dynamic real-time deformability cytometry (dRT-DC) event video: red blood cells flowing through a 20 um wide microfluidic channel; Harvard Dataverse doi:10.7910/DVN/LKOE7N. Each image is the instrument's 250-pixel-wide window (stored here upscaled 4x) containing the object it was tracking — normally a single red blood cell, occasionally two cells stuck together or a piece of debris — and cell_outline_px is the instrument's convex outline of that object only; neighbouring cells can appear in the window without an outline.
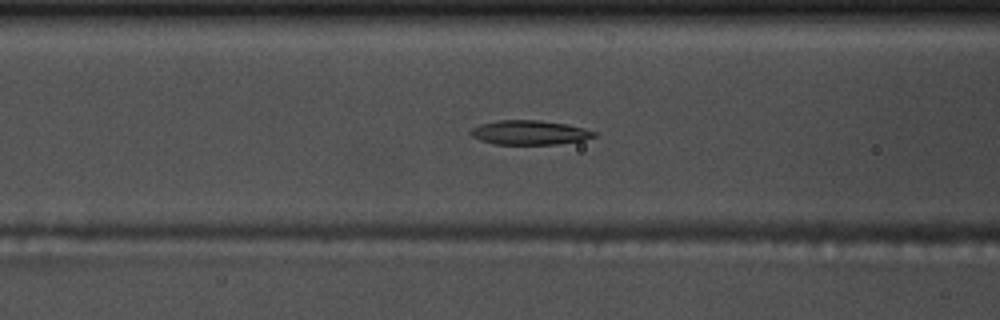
{"species": "common noctule bat (a hibernating species)", "species_latin": "Nyctalus noctula", "temperature_condition": "warm", "stored_images_in_passage": 56, "camera_frame_rate_fps": 3000, "um_per_image_px": 0.085, "animal": {"sex": "male", "body_mass_g": 17.5, "forearm_length_mm": 52.3}, "frame": {"image": 1, "passage_image": 23, "time_ms": 7.333, "image_size_px": [1000, 320], "cell_outline_px": [[596, 136], [584, 140], [556, 144], [496, 144], [480, 140], [472, 136], [468, 132], [472, 128], [480, 124], [500, 120], [536, 120], [568, 124], [584, 128], [596, 132]], "centroid_in_image_um": [45.01, 11.26], "position_along_channel_um": 121.6, "area_um2": 17.46}}
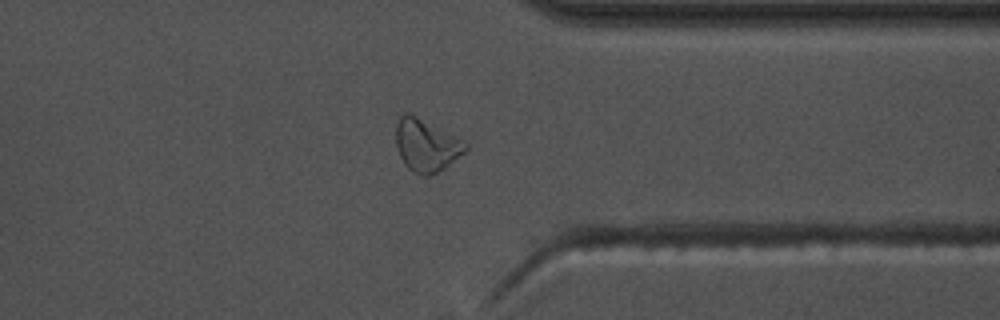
{"frame": {"image": 2, "passage_image": 44, "time_ms": 14.333, "image_size_px": [1000, 320], "cell_outline_px": [[468, 148], [464, 152], [444, 168], [428, 176], [424, 176], [408, 168], [404, 164], [400, 156], [396, 144], [396, 124], [400, 116], [404, 112], [408, 112], [464, 140], [468, 144]], "centroid_in_image_um": [36.22, 12.33], "position_along_channel_um": 375.2, "area_um2": 20.98}}
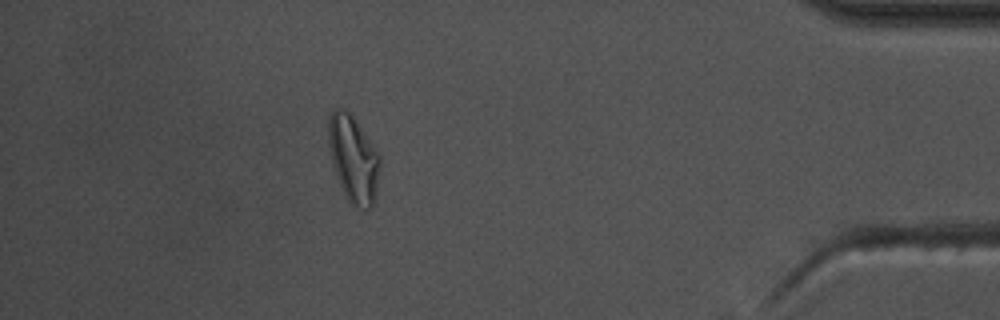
{"frame": {"image": 3, "passage_image": 50, "time_ms": 16.333, "image_size_px": [1000, 320], "cell_outline_px": [[380, 164], [376, 196], [372, 208], [364, 208], [352, 204], [344, 192], [340, 184], [332, 164], [328, 140], [328, 120], [332, 108], [344, 108], [356, 120], [380, 156]], "centroid_in_image_um": [30.03, 13.47], "position_along_channel_um": 405.2, "area_um2": 25.78}, "authors_computed_cell_mechanics": {"area_um2": 18.5827, "velocity_mm_per_s": 3.6793, "shape_relaxation_time_tau1_ms": 4.6402, "shape_relaxation_time_tau2_ms": 4.6641, "deformation_change_tau1": 0.1821, "deformation_change_tau2": 0.1058}}